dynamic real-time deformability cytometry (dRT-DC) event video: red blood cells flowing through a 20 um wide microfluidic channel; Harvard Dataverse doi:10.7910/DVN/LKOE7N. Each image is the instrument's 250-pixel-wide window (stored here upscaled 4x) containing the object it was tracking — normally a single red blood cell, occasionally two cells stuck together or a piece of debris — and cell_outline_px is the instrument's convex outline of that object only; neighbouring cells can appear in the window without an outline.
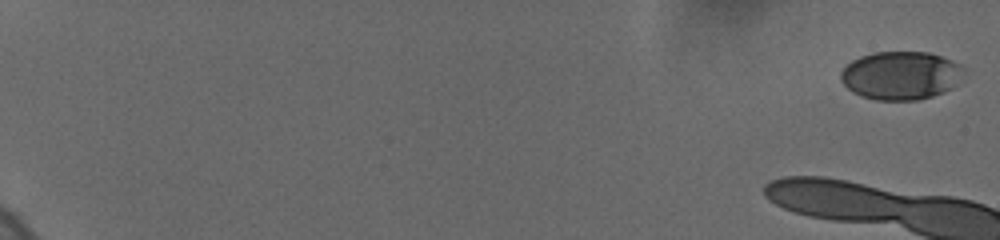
{"species": "human", "species_latin": "Homo sapiens", "temperature_condition": "cold", "stored_images_in_passage": 19, "camera_frame_rate_fps": 3000, "um_per_image_px": 0.085, "donor": {"sex": "female"}, "frame": {"image": 1, "passage_image": 1, "time_ms": 0.0, "image_size_px": [1000, 240], "cell_outline_px": [[964, 72], [952, 88], [944, 92], [932, 96], [916, 100], [876, 100], [860, 96], [852, 92], [840, 80], [840, 72], [852, 60], [860, 56], [872, 52], [928, 52], [952, 60], [960, 64], [964, 68]], "centroid_in_image_um": [76.55, 6.41], "position_along_channel_um": 8.5, "area_um2": 34.74}}